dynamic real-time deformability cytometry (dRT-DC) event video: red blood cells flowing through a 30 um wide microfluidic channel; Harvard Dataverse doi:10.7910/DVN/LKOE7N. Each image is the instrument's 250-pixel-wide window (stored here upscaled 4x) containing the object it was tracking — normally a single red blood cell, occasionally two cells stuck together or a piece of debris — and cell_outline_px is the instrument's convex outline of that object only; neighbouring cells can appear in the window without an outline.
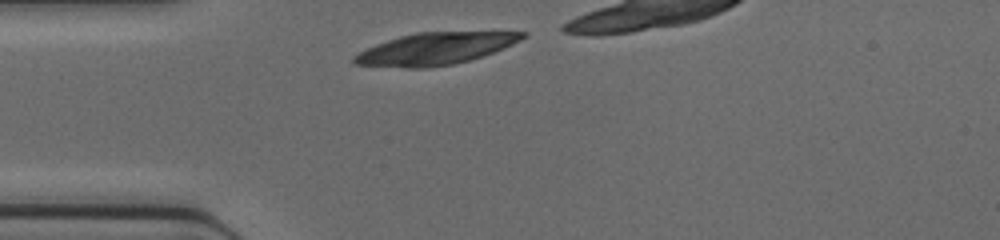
{"species": "common noctule bat (a hibernating species)", "species_latin": "Nyctalus noctula", "temperature_condition": "cold", "stored_images_in_passage": 9, "camera_frame_rate_fps": 3000, "um_per_image_px": 0.085, "animal": {"sex": "female", "body_mass_g": 17.0, "forearm_length_mm": 48.0}, "frame": {"image": 1, "passage_image": 1, "time_ms": 0.0, "image_size_px": [1000, 240], "cell_outline_px": [[528, 36], [512, 44], [492, 52], [468, 60], [452, 64], [428, 68], [408, 68], [356, 64], [352, 60], [352, 56], [376, 44], [400, 36], [416, 32], [528, 32]], "centroid_in_image_um": [36.98, 4.14], "position_along_channel_um": 48.0, "area_um2": 30.87}}